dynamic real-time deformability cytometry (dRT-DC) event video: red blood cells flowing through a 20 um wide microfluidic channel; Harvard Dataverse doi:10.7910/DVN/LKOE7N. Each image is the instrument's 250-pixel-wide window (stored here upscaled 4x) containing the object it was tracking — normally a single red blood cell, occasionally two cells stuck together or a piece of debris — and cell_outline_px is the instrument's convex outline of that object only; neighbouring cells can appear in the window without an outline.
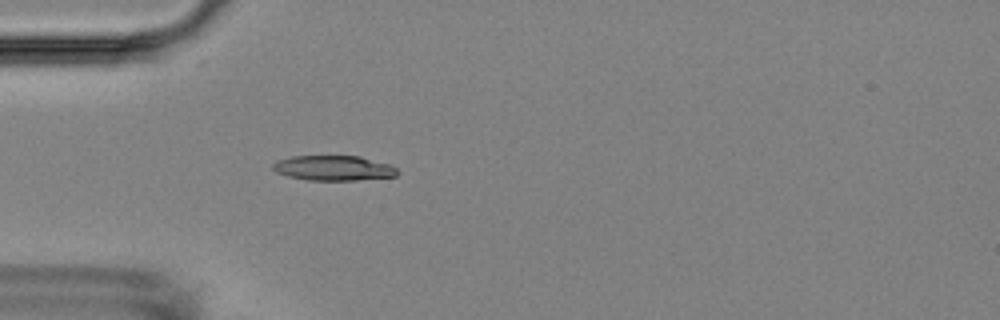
{"species": "Egyptian fruit bat (a non-hibernating species)", "species_latin": "Rousettus aegyptiacus", "temperature_condition": "room temperature", "stored_images_in_passage": 4, "camera_frame_rate_fps": 3000, "um_per_image_px": 0.085, "animal": {"sex": "female"}, "frame": {"image": 1, "passage_image": 4, "time_ms": 3.333, "image_size_px": [1000, 320], "cell_outline_px": [[400, 172], [396, 176], [356, 180], [308, 180], [288, 176], [276, 172], [272, 168], [272, 164], [276, 160], [292, 156], [360, 156], [392, 164]], "centroid_in_image_um": [28.38, 14.28], "position_along_channel_um": 56.6, "area_um2": 18.32}}